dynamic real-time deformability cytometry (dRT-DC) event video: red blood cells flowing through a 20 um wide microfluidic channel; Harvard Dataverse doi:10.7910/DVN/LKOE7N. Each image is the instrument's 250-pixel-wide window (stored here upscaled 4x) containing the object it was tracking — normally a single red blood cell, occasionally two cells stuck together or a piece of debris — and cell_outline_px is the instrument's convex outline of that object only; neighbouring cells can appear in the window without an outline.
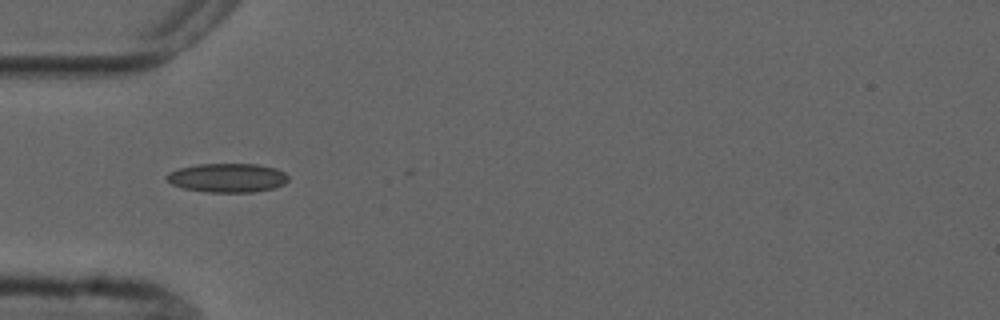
{"species": "common noctule bat (a hibernating species)", "species_latin": "Nyctalus noctula", "temperature_condition": "cold", "stored_images_in_passage": 3, "camera_frame_rate_fps": 3000, "um_per_image_px": 0.085, "animal": {"sex": "male", "forearm_length_mm": 52.5}, "frame": {"image": 1, "passage_image": 1, "time_ms": 0.0, "image_size_px": [1000, 320], "cell_outline_px": [[288, 180], [284, 184], [272, 188], [252, 192], [208, 192], [184, 188], [172, 184], [164, 176], [168, 172], [180, 168], [196, 164], [256, 164], [276, 168], [284, 172], [288, 176]], "centroid_in_image_um": [19.32, 15.1], "position_along_channel_um": 65.7, "area_um2": 20.46}}
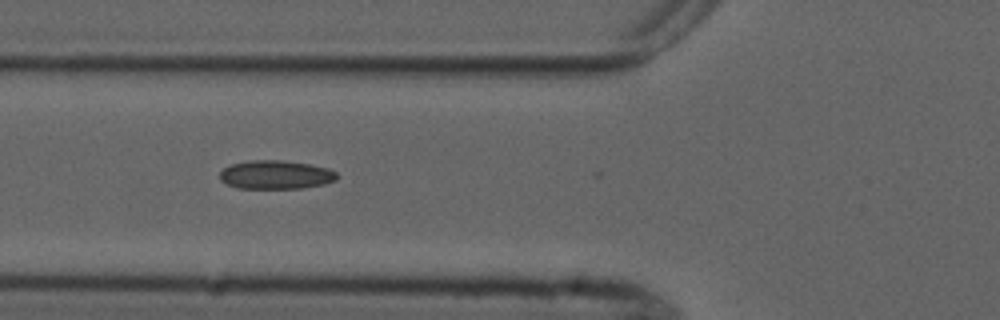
{"frame": {"image": 2, "passage_image": 2, "time_ms": 1.0, "image_size_px": [1000, 320], "cell_outline_px": [[340, 176], [336, 180], [324, 184], [300, 188], [236, 188], [220, 180], [220, 172], [224, 168], [232, 164], [252, 160], [280, 160], [308, 164], [328, 168], [336, 172]], "centroid_in_image_um": [23.46, 14.85], "position_along_channel_um": 102.3, "area_um2": 19.48}}
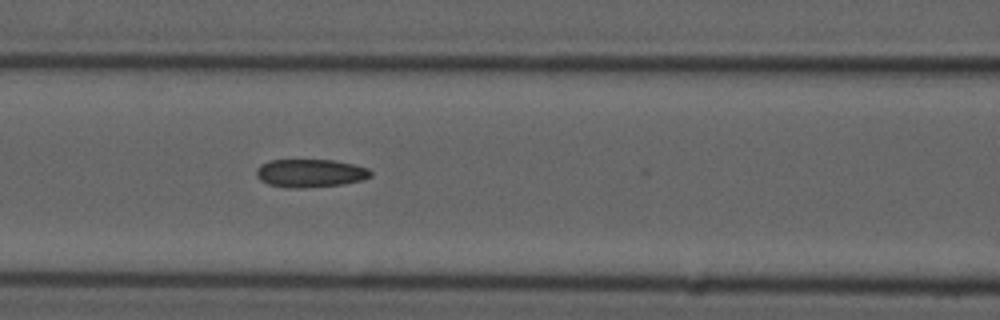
{"frame": {"image": 3, "passage_image": 3, "time_ms": 2.0, "image_size_px": [1000, 320], "cell_outline_px": [[372, 176], [364, 180], [344, 184], [304, 188], [288, 188], [268, 184], [260, 180], [256, 176], [256, 168], [260, 164], [272, 160], [332, 160], [352, 164], [368, 168], [372, 172]], "centroid_in_image_um": [26.37, 14.73], "position_along_channel_um": 140.2, "area_um2": 18.9}}